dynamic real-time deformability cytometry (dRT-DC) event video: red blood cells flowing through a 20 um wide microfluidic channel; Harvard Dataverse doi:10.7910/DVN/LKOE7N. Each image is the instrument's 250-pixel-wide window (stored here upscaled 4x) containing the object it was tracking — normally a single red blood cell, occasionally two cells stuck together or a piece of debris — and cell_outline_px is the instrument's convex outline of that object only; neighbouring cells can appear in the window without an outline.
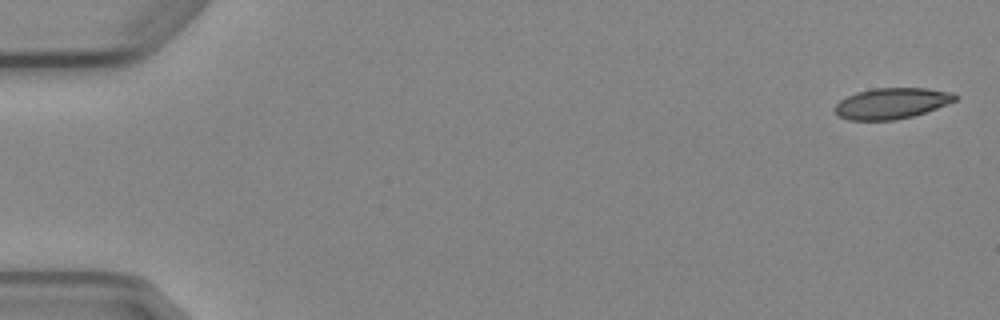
{"species": "Egyptian fruit bat (a non-hibernating species)", "species_latin": "Rousettus aegyptiacus", "temperature_condition": "cold", "stored_images_in_passage": 6, "camera_frame_rate_fps": 3000, "um_per_image_px": 0.085, "animal": {"sex": "female"}, "frame": {"image": 1, "passage_image": 1, "time_ms": 0.0, "image_size_px": [1000, 320], "cell_outline_px": [[960, 96], [956, 100], [936, 108], [912, 116], [896, 120], [848, 120], [840, 116], [832, 108], [840, 100], [856, 92], [872, 88], [928, 88], [952, 92]], "centroid_in_image_um": [75.79, 8.77], "position_along_channel_um": 9.2, "area_um2": 21.68}}
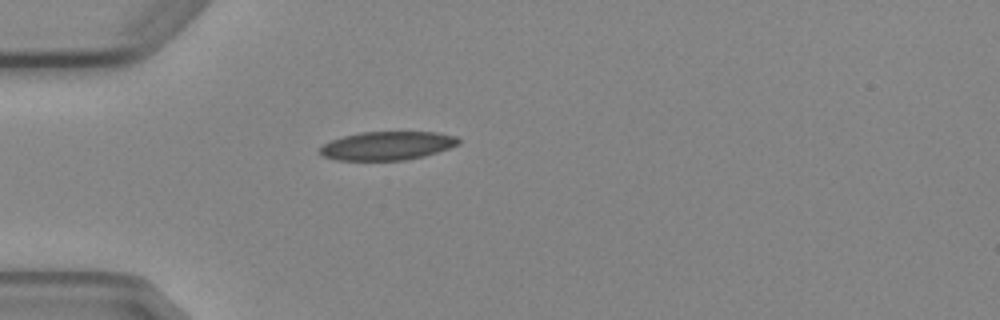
{"frame": {"image": 2, "passage_image": 5, "time_ms": 4.667, "image_size_px": [1000, 320], "cell_outline_px": [[460, 144], [424, 156], [404, 160], [336, 160], [324, 156], [320, 152], [320, 148], [324, 144], [332, 140], [344, 136], [360, 132], [436, 132], [456, 136], [460, 140]], "centroid_in_image_um": [32.93, 12.38], "position_along_channel_um": 52.1, "area_um2": 22.89}}